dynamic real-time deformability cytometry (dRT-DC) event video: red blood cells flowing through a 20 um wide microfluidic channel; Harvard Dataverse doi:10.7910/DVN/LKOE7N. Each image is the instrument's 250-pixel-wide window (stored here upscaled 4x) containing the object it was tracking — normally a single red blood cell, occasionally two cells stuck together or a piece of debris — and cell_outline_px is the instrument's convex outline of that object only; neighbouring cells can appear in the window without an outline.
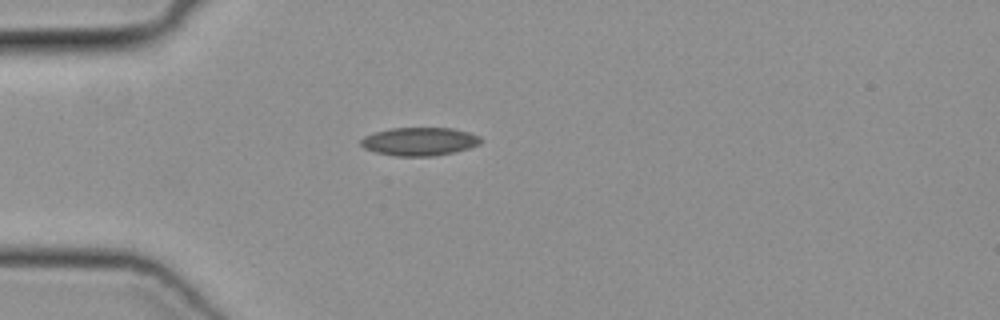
{"species": "common noctule bat (a hibernating species)", "species_latin": "Nyctalus noctula", "temperature_condition": "cold", "stored_images_in_passage": 37, "camera_frame_rate_fps": 3000, "um_per_image_px": 0.085, "animal": {"sex": "female", "body_mass_g": 19.3, "forearm_length_mm": 54.1}, "frame": {"image": 1, "passage_image": 1, "time_ms": 0.0, "image_size_px": [1000, 320], "cell_outline_px": [[484, 140], [480, 144], [468, 148], [452, 152], [432, 156], [396, 156], [376, 152], [364, 148], [360, 144], [360, 140], [364, 136], [376, 132], [392, 128], [452, 128], [468, 132], [480, 136]], "centroid_in_image_um": [35.67, 12.02], "position_along_channel_um": 49.3, "area_um2": 19.65}}
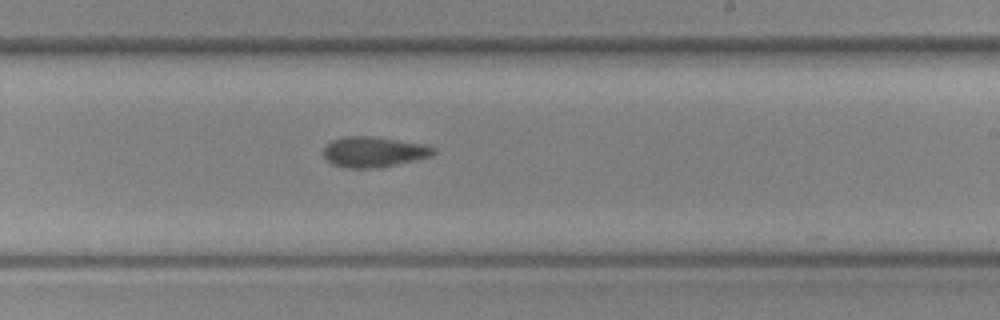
{"frame": {"image": 2, "passage_image": 17, "time_ms": 5.333, "image_size_px": [1000, 320], "cell_outline_px": [[436, 152], [432, 156], [416, 160], [380, 168], [344, 168], [332, 164], [324, 156], [324, 148], [332, 140], [344, 136], [372, 136], [420, 144], [436, 148]], "centroid_in_image_um": [31.76, 12.92], "position_along_channel_um": 257.2, "area_um2": 19.48}}
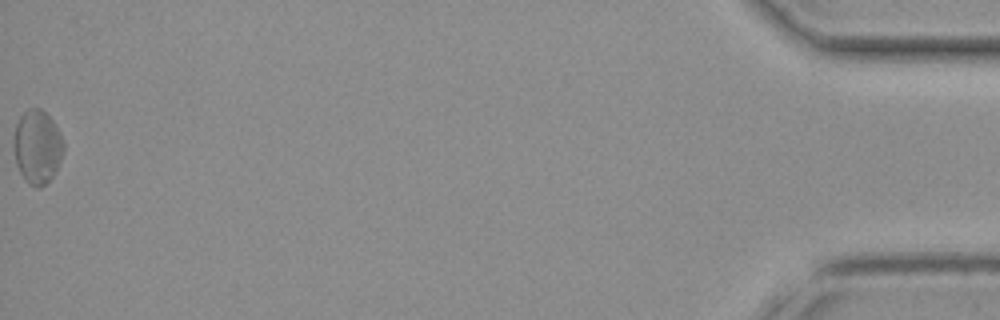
{"frame": {"image": 3, "passage_image": 37, "time_ms": 12.0, "image_size_px": [1000, 320], "cell_outline_px": [[64, 148], [60, 160], [52, 176], [40, 188], [36, 188], [28, 184], [24, 180], [16, 164], [16, 124], [20, 116], [28, 108], [40, 108], [52, 120], [64, 144]], "centroid_in_image_um": [3.18, 12.5], "position_along_channel_um": 432.0, "area_um2": 20.69}}